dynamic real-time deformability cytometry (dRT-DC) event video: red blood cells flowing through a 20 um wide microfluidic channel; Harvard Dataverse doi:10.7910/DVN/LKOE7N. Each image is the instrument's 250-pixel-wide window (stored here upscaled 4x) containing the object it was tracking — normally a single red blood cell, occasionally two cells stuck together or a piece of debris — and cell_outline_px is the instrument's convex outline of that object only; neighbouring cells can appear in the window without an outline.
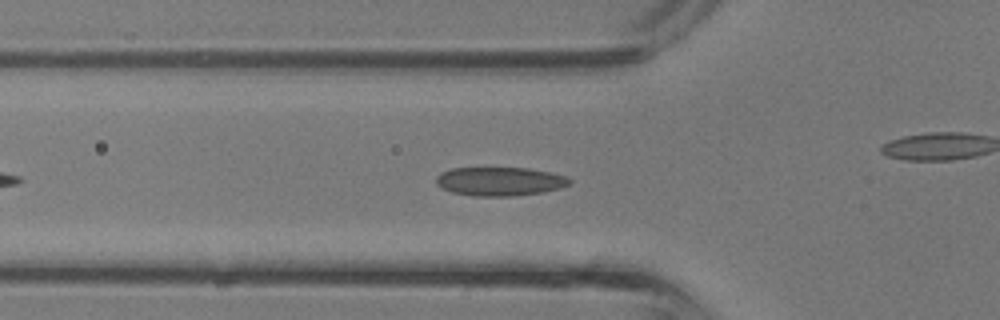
{"species": "common noctule bat (a hibernating species)", "species_latin": "Nyctalus noctula", "temperature_condition": "room temperature", "stored_images_in_passage": 26, "camera_frame_rate_fps": 3000, "um_per_image_px": 0.085, "animal": {"sex": "male", "body_mass_g": 13.3}, "frame": {"image": 1, "passage_image": 6, "time_ms": 1.667, "image_size_px": [1000, 320], "cell_outline_px": [[572, 184], [560, 188], [540, 192], [512, 196], [472, 196], [452, 192], [440, 188], [436, 184], [436, 176], [440, 172], [452, 168], [528, 168], [568, 176], [572, 180]], "centroid_in_image_um": [42.47, 15.42], "position_along_channel_um": 83.3, "area_um2": 22.48}}
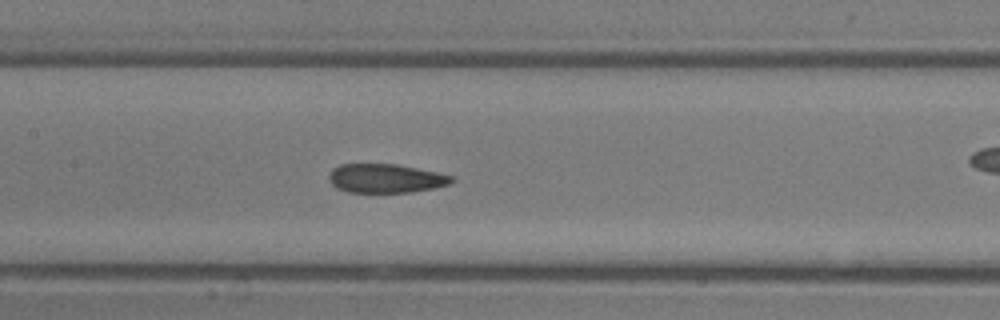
{"frame": {"image": 2, "passage_image": 11, "time_ms": 3.333, "image_size_px": [1000, 320], "cell_outline_px": [[456, 180], [448, 184], [432, 188], [412, 192], [348, 192], [336, 188], [328, 180], [328, 176], [332, 168], [340, 164], [396, 164], [436, 172], [452, 176]], "centroid_in_image_um": [32.74, 15.16], "position_along_channel_um": 174.7, "area_um2": 20.63}}
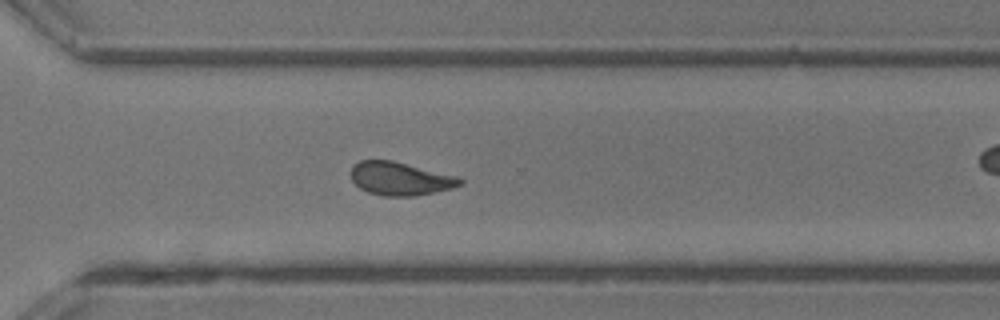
{"frame": {"image": 3, "passage_image": 20, "time_ms": 6.333, "image_size_px": [1000, 320], "cell_outline_px": [[464, 184], [452, 188], [436, 192], [416, 196], [384, 196], [368, 192], [360, 188], [352, 180], [348, 172], [352, 164], [360, 160], [392, 160], [456, 176], [464, 180]], "centroid_in_image_um": [33.98, 15.18], "position_along_channel_um": 336.6, "area_um2": 21.39}}